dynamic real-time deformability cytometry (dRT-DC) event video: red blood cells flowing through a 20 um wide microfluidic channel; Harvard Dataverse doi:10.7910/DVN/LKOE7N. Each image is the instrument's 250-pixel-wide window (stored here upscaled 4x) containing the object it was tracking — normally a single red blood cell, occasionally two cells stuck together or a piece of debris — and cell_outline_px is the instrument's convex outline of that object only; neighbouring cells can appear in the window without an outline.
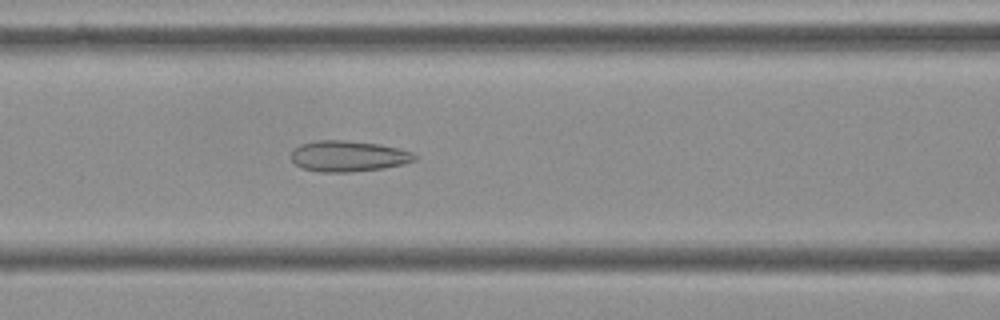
{"species": "Egyptian fruit bat (a non-hibernating species)", "species_latin": "Rousettus aegyptiacus", "temperature_condition": "cold", "stored_images_in_passage": 44, "camera_frame_rate_fps": 3000, "um_per_image_px": 0.085, "frame": {"image": 1, "passage_image": 12, "time_ms": 3.667, "image_size_px": [1000, 320], "cell_outline_px": [[416, 160], [404, 164], [384, 168], [352, 172], [320, 172], [300, 168], [292, 160], [292, 148], [300, 144], [316, 140], [348, 140], [380, 144], [400, 148], [412, 152], [416, 156]], "centroid_in_image_um": [29.6, 13.27], "position_along_channel_um": 137.0, "area_um2": 22.54}}
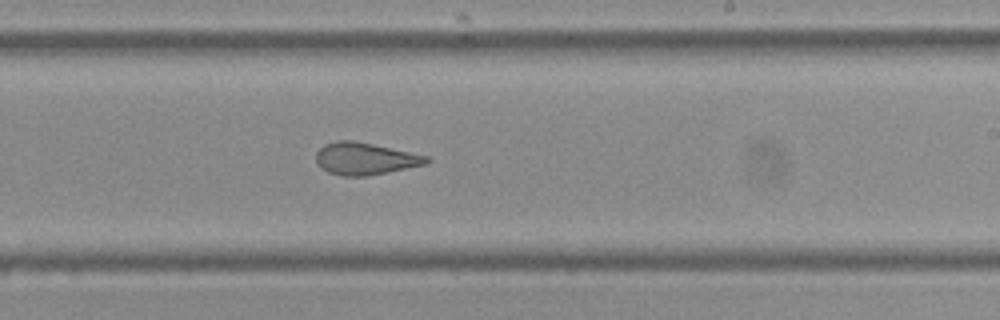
{"frame": {"image": 2, "passage_image": 22, "time_ms": 7.0, "image_size_px": [1000, 320], "cell_outline_px": [[432, 160], [428, 164], [388, 172], [364, 176], [344, 176], [328, 172], [320, 168], [316, 164], [316, 152], [324, 144], [336, 140], [352, 140], [372, 144], [428, 156]], "centroid_in_image_um": [31.01, 13.49], "position_along_channel_um": 258.0, "area_um2": 20.75}}
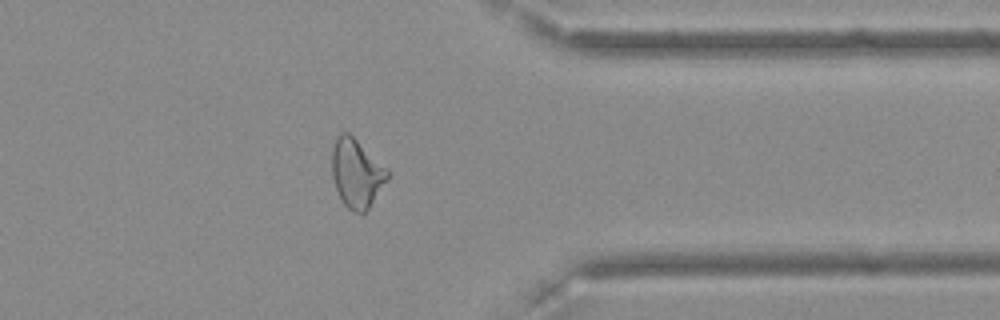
{"frame": {"image": 3, "passage_image": 33, "time_ms": 10.667, "image_size_px": [1000, 320], "cell_outline_px": [[392, 176], [368, 208], [364, 212], [352, 212], [344, 204], [336, 188], [332, 176], [332, 148], [336, 136], [340, 132], [348, 132], [392, 172]], "centroid_in_image_um": [30.34, 14.71], "position_along_channel_um": 381.1, "area_um2": 22.43}, "authors_computed_cell_mechanics": {"area_um2": 22.4842, "velocity_mm_per_s": 3.6329, "shape_relaxation_time_tau1_ms": null, "shape_relaxation_time_tau2_ms": 1.6842, "deformation_change_tau1": null, "deformation_change_tau2": 0.102}}